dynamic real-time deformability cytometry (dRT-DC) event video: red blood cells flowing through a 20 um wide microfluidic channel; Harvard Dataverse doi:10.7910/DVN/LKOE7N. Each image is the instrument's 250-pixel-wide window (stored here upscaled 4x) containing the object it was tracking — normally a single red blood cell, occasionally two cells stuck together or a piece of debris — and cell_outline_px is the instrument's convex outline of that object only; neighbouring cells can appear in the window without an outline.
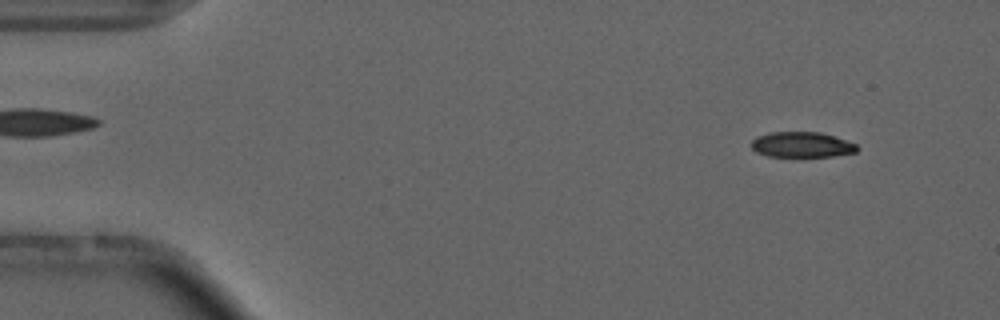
{"species": "common noctule bat (a hibernating species)", "species_latin": "Nyctalus noctula", "temperature_condition": "cold", "stored_images_in_passage": 12, "camera_frame_rate_fps": 3000, "um_per_image_px": 0.085, "animal": {"sex": "male", "forearm_length_mm": 52.5}, "frame": {"image": 1, "passage_image": 5, "time_ms": 1.333, "image_size_px": [1000, 320], "cell_outline_px": [[860, 148], [856, 152], [832, 156], [768, 156], [756, 152], [752, 148], [752, 140], [756, 136], [772, 132], [820, 132], [856, 144]], "centroid_in_image_um": [68.14, 12.29], "position_along_channel_um": 16.9, "area_um2": 15.49}}